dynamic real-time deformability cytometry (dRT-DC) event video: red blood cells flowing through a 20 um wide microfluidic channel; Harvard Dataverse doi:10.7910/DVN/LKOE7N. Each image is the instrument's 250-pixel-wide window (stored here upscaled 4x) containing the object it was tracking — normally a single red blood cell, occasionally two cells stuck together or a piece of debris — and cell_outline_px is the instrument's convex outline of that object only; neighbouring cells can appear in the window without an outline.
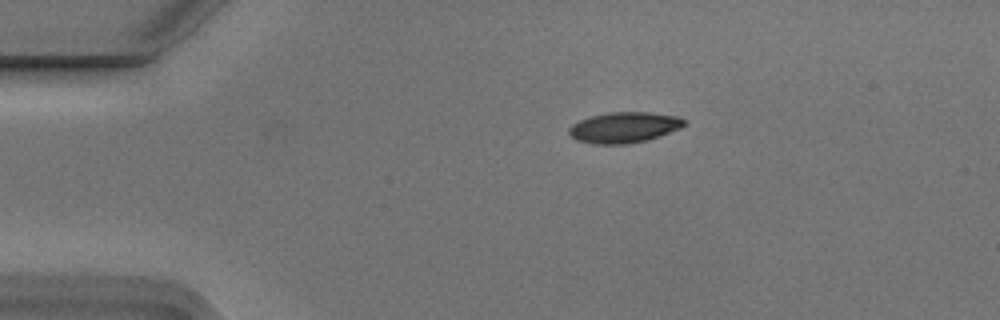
{"species": "Egyptian fruit bat (a non-hibernating species)", "species_latin": "Rousettus aegyptiacus", "temperature_condition": "cold", "stored_images_in_passage": 5, "camera_frame_rate_fps": 3000, "um_per_image_px": 0.085, "animal": {"sex": "male"}, "frame": {"image": 1, "passage_image": 1, "time_ms": 0.0, "image_size_px": [1000, 320], "cell_outline_px": [[684, 124], [680, 128], [644, 140], [624, 144], [596, 144], [576, 140], [568, 132], [568, 128], [572, 124], [580, 120], [592, 116], [608, 112], [648, 112], [680, 116], [684, 120]], "centroid_in_image_um": [53.01, 10.82], "position_along_channel_um": 32.0, "area_um2": 20.29}}
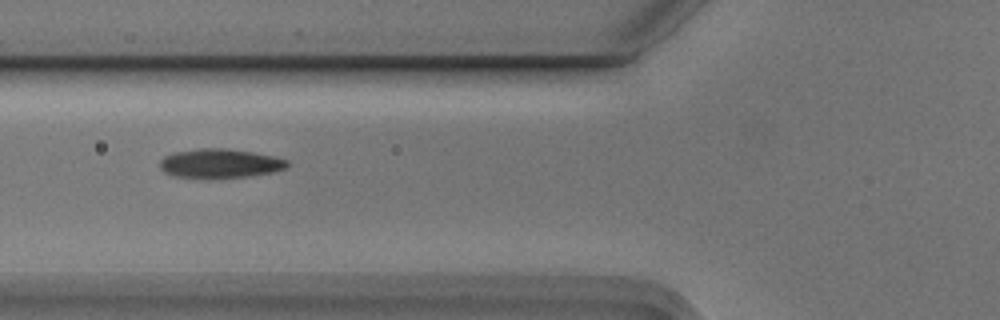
{"frame": {"image": 2, "passage_image": 4, "time_ms": 1.0, "image_size_px": [1000, 320], "cell_outline_px": [[288, 168], [272, 172], [248, 176], [176, 176], [164, 172], [160, 168], [160, 160], [164, 156], [176, 152], [200, 148], [224, 148], [252, 152], [272, 156], [288, 160]], "centroid_in_image_um": [18.72, 13.86], "position_along_channel_um": 107.1, "area_um2": 20.92}}
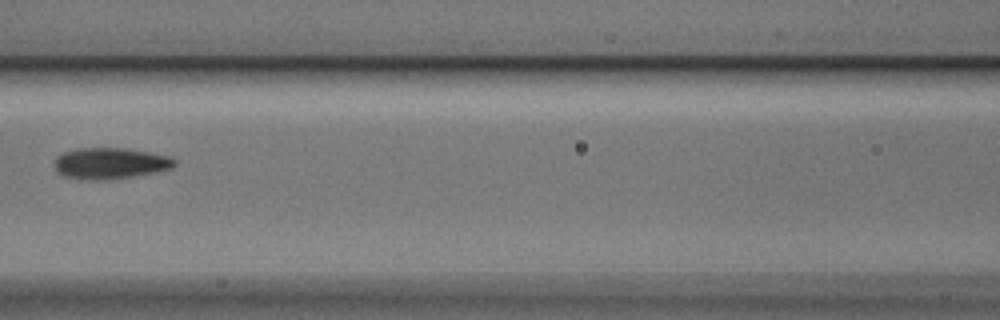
{"frame": {"image": 3, "passage_image": 5, "time_ms": 1.333, "image_size_px": [1000, 320], "cell_outline_px": [[176, 164], [172, 168], [156, 172], [132, 176], [96, 180], [64, 176], [56, 172], [56, 156], [64, 152], [80, 148], [124, 148], [172, 156], [176, 160]], "centroid_in_image_um": [9.4, 13.86], "position_along_channel_um": 157.2, "area_um2": 21.56}}